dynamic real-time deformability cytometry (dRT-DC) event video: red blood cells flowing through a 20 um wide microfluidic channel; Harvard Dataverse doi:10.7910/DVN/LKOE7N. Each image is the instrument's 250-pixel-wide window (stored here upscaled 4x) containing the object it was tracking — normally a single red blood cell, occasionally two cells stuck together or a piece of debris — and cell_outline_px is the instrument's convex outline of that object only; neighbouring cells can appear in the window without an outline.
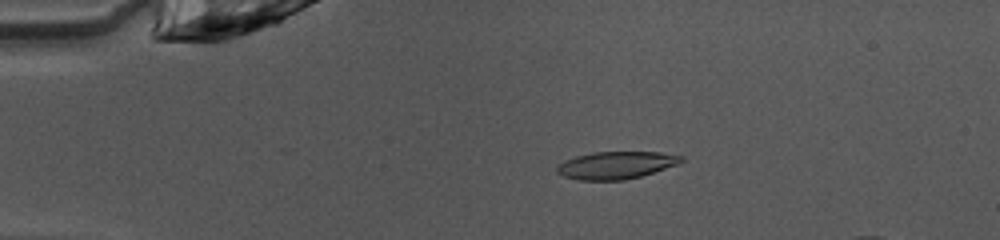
{"species": "common noctule bat (a hibernating species)", "species_latin": "Nyctalus noctula", "temperature_condition": "warm", "stored_images_in_passage": 46, "camera_frame_rate_fps": 3000, "um_per_image_px": 0.085, "animal": {"sex": "female", "body_mass_g": 10.0, "forearm_length_mm": 53.1}, "frame": {"image": 1, "passage_image": 10, "time_ms": 3.0, "image_size_px": [1000, 240], "cell_outline_px": [[684, 160], [680, 164], [640, 176], [624, 180], [580, 180], [564, 176], [556, 172], [556, 168], [564, 160], [576, 156], [592, 152], [660, 152], [684, 156]], "centroid_in_image_um": [52.39, 14.03], "position_along_channel_um": 32.6, "area_um2": 19.88}}
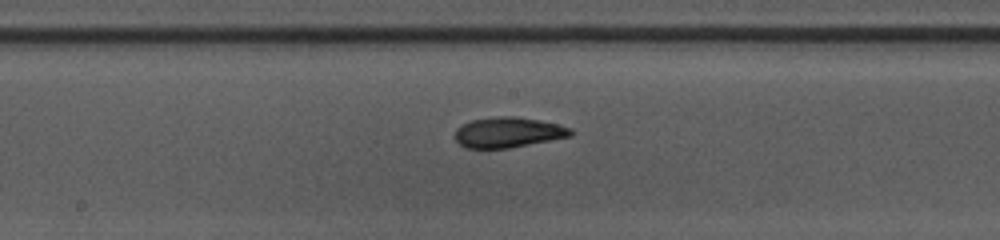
{"frame": {"image": 2, "passage_image": 26, "time_ms": 8.333, "image_size_px": [1000, 240], "cell_outline_px": [[572, 136], [508, 148], [464, 148], [456, 140], [456, 128], [472, 120], [496, 116], [516, 116], [556, 124], [572, 128]], "centroid_in_image_um": [43.18, 11.25], "position_along_channel_um": 205.0, "area_um2": 20.23}}
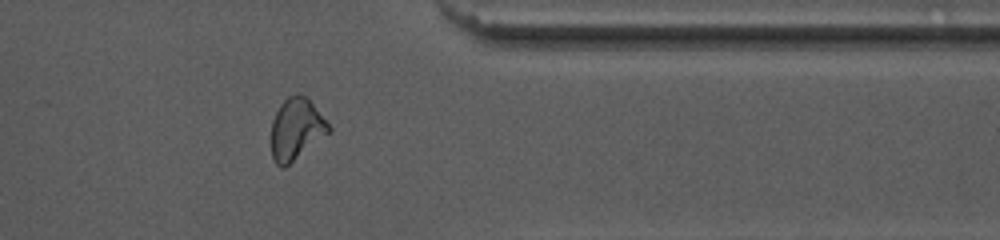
{"frame": {"image": 3, "passage_image": 40, "time_ms": 13.0, "image_size_px": [1000, 240], "cell_outline_px": [[332, 132], [284, 168], [280, 168], [276, 164], [272, 156], [272, 120], [280, 104], [288, 96], [300, 92], [312, 104], [332, 128]], "centroid_in_image_um": [25.19, 10.99], "position_along_channel_um": 386.2, "area_um2": 20.63}}